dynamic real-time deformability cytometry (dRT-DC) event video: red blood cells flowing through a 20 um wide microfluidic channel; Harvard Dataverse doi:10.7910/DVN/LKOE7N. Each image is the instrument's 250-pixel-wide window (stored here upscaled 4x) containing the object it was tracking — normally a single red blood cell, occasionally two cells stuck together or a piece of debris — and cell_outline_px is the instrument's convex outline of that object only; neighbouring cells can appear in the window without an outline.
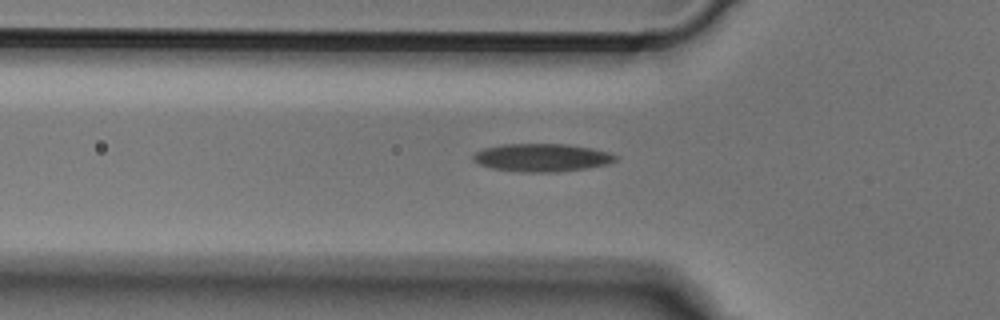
{"species": "Egyptian fruit bat (a non-hibernating species)", "species_latin": "Rousettus aegyptiacus", "temperature_condition": "cold", "stored_images_in_passage": 32, "camera_frame_rate_fps": 3000, "um_per_image_px": 0.085, "animal": {"sex": "male"}, "frame": {"image": 1, "passage_image": 3, "time_ms": 0.667, "image_size_px": [1000, 320], "cell_outline_px": [[620, 156], [616, 160], [608, 164], [584, 168], [556, 172], [524, 172], [492, 168], [480, 164], [472, 160], [472, 156], [476, 152], [484, 148], [500, 144], [564, 144], [592, 148], [608, 152]], "centroid_in_image_um": [46.06, 13.39], "position_along_channel_um": 79.7, "area_um2": 23.12}}
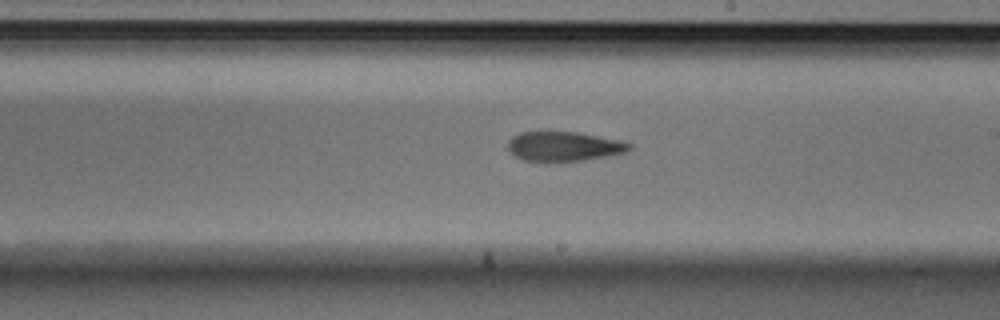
{"frame": {"image": 2, "passage_image": 15, "time_ms": 4.667, "image_size_px": [1000, 320], "cell_outline_px": [[632, 148], [628, 152], [608, 156], [584, 160], [548, 164], [520, 160], [508, 152], [508, 140], [512, 136], [520, 132], [580, 132], [620, 140], [632, 144]], "centroid_in_image_um": [47.9, 12.48], "position_along_channel_um": 241.1, "area_um2": 21.85}}
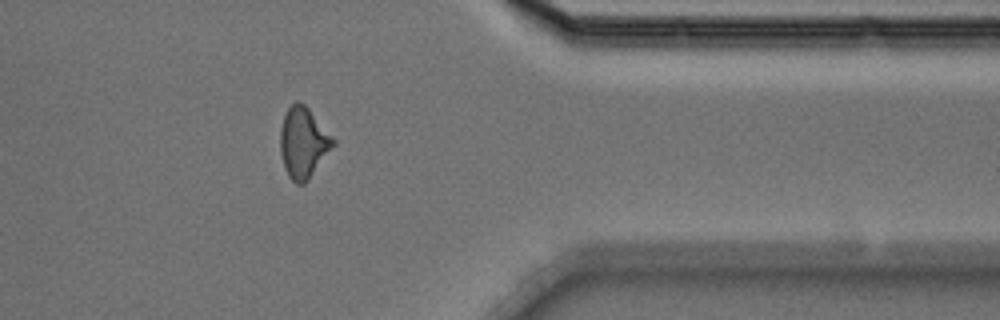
{"frame": {"image": 3, "passage_image": 27, "time_ms": 8.667, "image_size_px": [1000, 320], "cell_outline_px": [[336, 144], [308, 180], [304, 184], [296, 184], [288, 176], [284, 168], [280, 152], [280, 128], [284, 116], [288, 108], [296, 100], [300, 100], [308, 108], [336, 140]], "centroid_in_image_um": [25.78, 12.13], "position_along_channel_um": 385.6, "area_um2": 21.91}}